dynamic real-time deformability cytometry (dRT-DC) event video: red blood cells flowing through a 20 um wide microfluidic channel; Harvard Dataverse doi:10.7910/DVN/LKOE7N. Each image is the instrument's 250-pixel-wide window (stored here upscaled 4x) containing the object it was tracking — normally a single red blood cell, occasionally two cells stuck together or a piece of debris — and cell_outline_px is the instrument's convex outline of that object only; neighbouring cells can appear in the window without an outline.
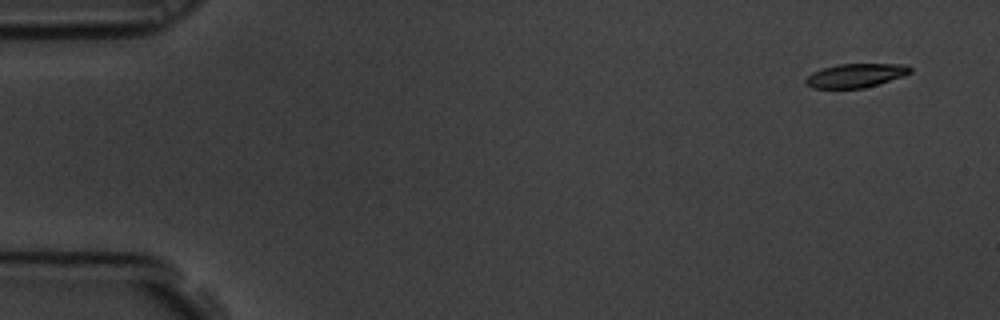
{"species": "common noctule bat (a hibernating species)", "species_latin": "Nyctalus noctula", "temperature_condition": "room temperature", "stored_images_in_passage": 15, "camera_frame_rate_fps": 3000, "um_per_image_px": 0.085, "animal": {"sex": "male", "body_mass_g": 19.5, "forearm_length_mm": 54.6}, "frame": {"image": 1, "passage_image": 1, "time_ms": 0.0, "image_size_px": [1000, 320], "cell_outline_px": [[912, 72], [904, 76], [864, 88], [812, 88], [804, 84], [804, 80], [812, 72], [820, 68], [836, 64], [908, 64], [912, 68]], "centroid_in_image_um": [72.72, 6.41], "position_along_channel_um": 12.3, "area_um2": 14.74}}
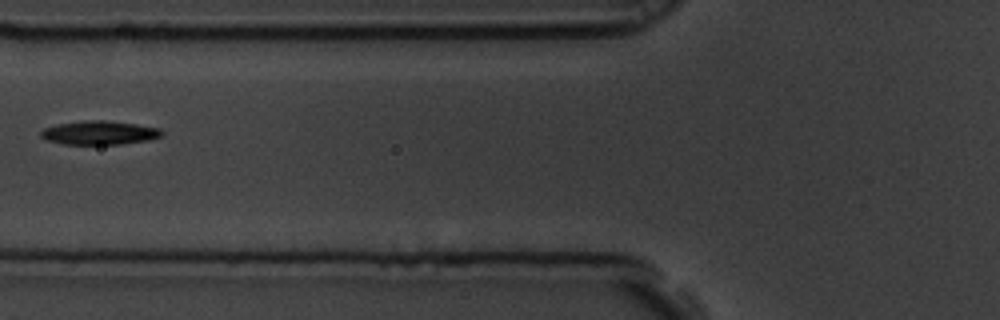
{"frame": {"image": 2, "passage_image": 6, "time_ms": 1.667, "image_size_px": [1000, 320], "cell_outline_px": [[164, 132], [160, 136], [148, 140], [120, 144], [64, 144], [44, 140], [40, 136], [40, 132], [44, 128], [56, 124], [84, 120], [104, 120], [136, 124], [160, 128]], "centroid_in_image_um": [8.41, 11.28], "position_along_channel_um": 117.4, "area_um2": 16.82}}
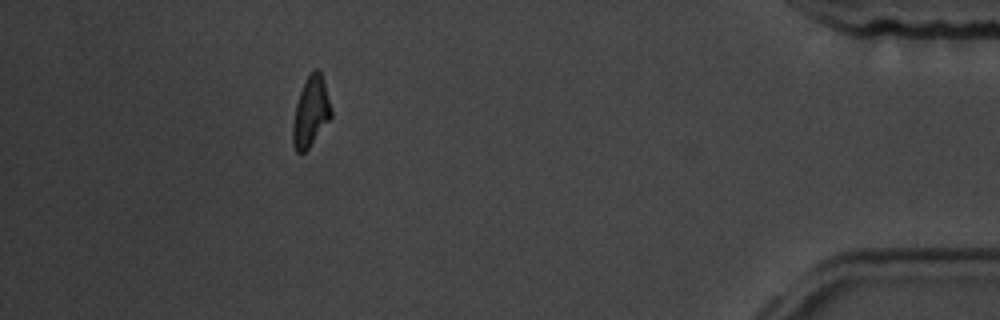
{"frame": {"image": 3, "passage_image": 14, "time_ms": 4.333, "image_size_px": [1000, 320], "cell_outline_px": [[332, 116], [308, 148], [304, 152], [296, 152], [292, 144], [292, 124], [296, 104], [300, 92], [308, 76], [316, 68], [320, 68], [324, 80], [332, 108]], "centroid_in_image_um": [26.42, 9.49], "position_along_channel_um": 408.8, "area_um2": 15.61}}